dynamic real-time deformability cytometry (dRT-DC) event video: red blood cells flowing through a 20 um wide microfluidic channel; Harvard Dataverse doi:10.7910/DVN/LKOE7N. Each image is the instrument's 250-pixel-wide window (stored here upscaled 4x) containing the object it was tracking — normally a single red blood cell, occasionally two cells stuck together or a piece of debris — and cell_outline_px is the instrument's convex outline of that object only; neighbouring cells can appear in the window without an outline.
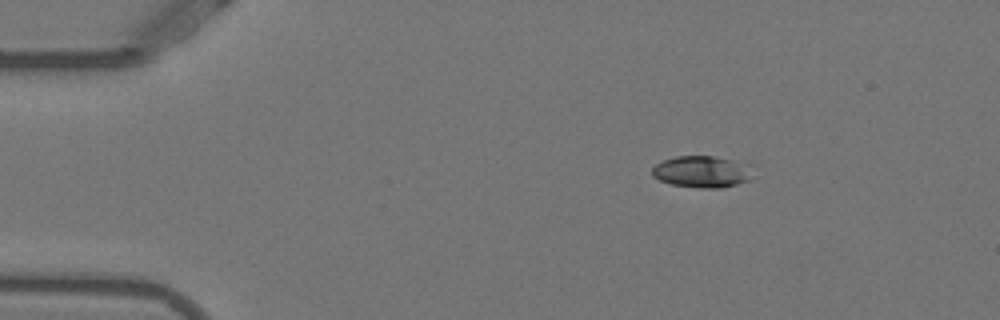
{"species": "Egyptian fruit bat (a non-hibernating species)", "species_latin": "Rousettus aegyptiacus", "temperature_condition": "warm", "stored_images_in_passage": 13, "camera_frame_rate_fps": 3000, "um_per_image_px": 0.085, "animal": {"sex": "female"}, "frame": {"image": 1, "passage_image": 7, "time_ms": 2.0, "image_size_px": [1000, 320], "cell_outline_px": [[752, 180], [720, 188], [700, 188], [672, 184], [660, 180], [652, 176], [652, 168], [656, 164], [664, 160], [676, 156], [712, 156], [748, 164]], "centroid_in_image_um": [59.65, 14.6], "position_along_channel_um": 25.4, "area_um2": 18.38}}